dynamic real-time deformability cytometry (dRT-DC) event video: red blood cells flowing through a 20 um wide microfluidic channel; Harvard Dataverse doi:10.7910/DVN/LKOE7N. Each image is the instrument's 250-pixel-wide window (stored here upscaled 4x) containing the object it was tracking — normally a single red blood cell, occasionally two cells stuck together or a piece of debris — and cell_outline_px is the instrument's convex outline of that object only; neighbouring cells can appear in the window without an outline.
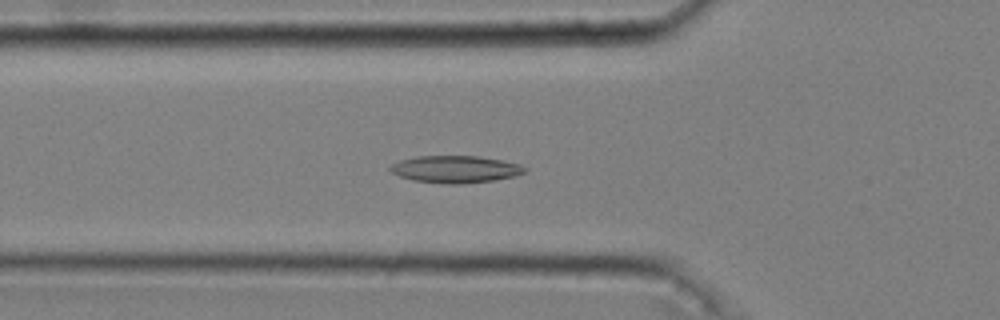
{"species": "common noctule bat (a hibernating species)", "species_latin": "Nyctalus noctula", "temperature_condition": "cold", "stored_images_in_passage": 50, "camera_frame_rate_fps": 3000, "um_per_image_px": 0.085, "animal": {"sex": "male", "body_mass_g": 20.4}, "frame": {"image": 1, "passage_image": 16, "time_ms": 5.0, "image_size_px": [1000, 320], "cell_outline_px": [[528, 168], [524, 172], [516, 176], [496, 180], [460, 184], [444, 184], [412, 180], [400, 176], [392, 172], [388, 168], [392, 164], [400, 160], [416, 156], [480, 156], [520, 164]], "centroid_in_image_um": [38.72, 14.39], "position_along_channel_um": 87.1, "area_um2": 21.39}}
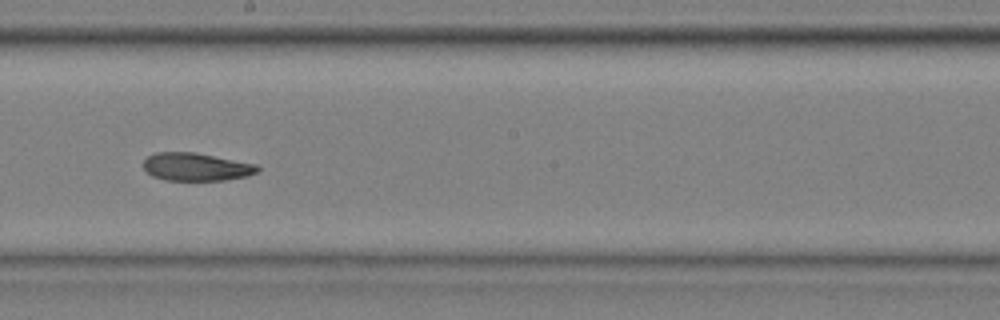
{"frame": {"image": 2, "passage_image": 28, "time_ms": 9.0, "image_size_px": [1000, 320], "cell_outline_px": [[260, 168], [256, 172], [248, 176], [224, 180], [164, 180], [152, 176], [144, 168], [144, 160], [148, 156], [156, 152], [196, 152], [256, 164]], "centroid_in_image_um": [16.67, 14.18], "position_along_channel_um": 231.5, "area_um2": 18.55}}
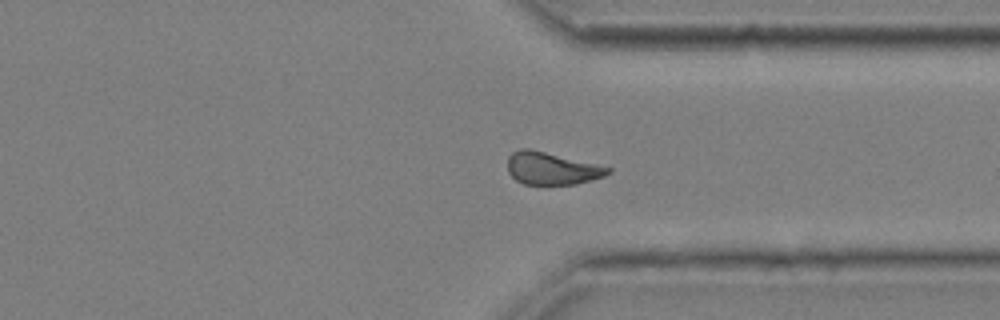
{"frame": {"image": 3, "passage_image": 39, "time_ms": 12.667, "image_size_px": [1000, 320], "cell_outline_px": [[612, 172], [604, 176], [576, 184], [524, 184], [516, 180], [508, 172], [508, 156], [512, 152], [520, 148], [528, 148], [596, 164], [612, 168]], "centroid_in_image_um": [46.88, 14.31], "position_along_channel_um": 364.5, "area_um2": 18.79}, "authors_computed_cell_mechanics": {"area_um2": 19.3052, "velocity_mm_per_s": 3.6108, "shape_relaxation_time_tau1_ms": null, "shape_relaxation_time_tau2_ms": 3.5766, "deformation_change_tau1": null, "deformation_change_tau2": 0.0985}}